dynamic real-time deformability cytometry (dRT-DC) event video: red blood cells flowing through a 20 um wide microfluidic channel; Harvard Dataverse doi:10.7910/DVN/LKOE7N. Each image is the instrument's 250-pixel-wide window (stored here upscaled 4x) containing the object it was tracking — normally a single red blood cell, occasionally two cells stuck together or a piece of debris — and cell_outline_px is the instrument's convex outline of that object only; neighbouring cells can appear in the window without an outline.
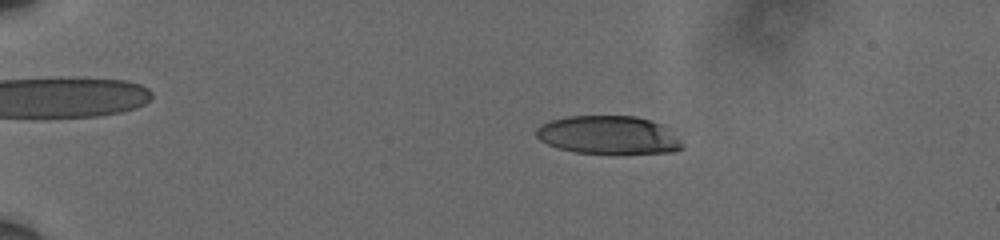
{"species": "human", "species_latin": "Homo sapiens", "temperature_condition": "cold", "stored_images_in_passage": 58, "camera_frame_rate_fps": 3000, "um_per_image_px": 0.085, "donor": {"sex": "male"}, "frame": {"image": 1, "passage_image": 12, "time_ms": 3.667, "image_size_px": [1000, 240], "cell_outline_px": [[684, 148], [672, 152], [576, 152], [560, 148], [548, 144], [540, 140], [536, 136], [536, 128], [540, 124], [552, 120], [568, 116], [636, 116], [664, 124], [684, 144]], "centroid_in_image_um": [51.73, 11.45], "position_along_channel_um": 33.3, "area_um2": 32.14}}
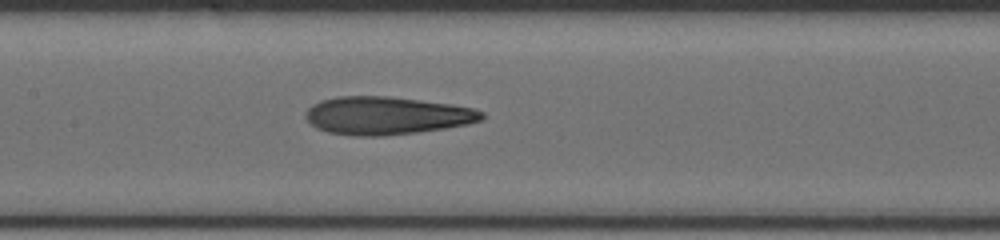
{"frame": {"image": 2, "passage_image": 31, "time_ms": 10.0, "image_size_px": [1000, 240], "cell_outline_px": [[484, 120], [468, 124], [444, 128], [416, 132], [384, 136], [352, 136], [328, 132], [316, 128], [304, 116], [304, 112], [312, 104], [336, 96], [388, 96], [448, 104], [472, 108], [484, 112]], "centroid_in_image_um": [32.84, 9.83], "position_along_channel_um": 174.6, "area_um2": 38.84}}
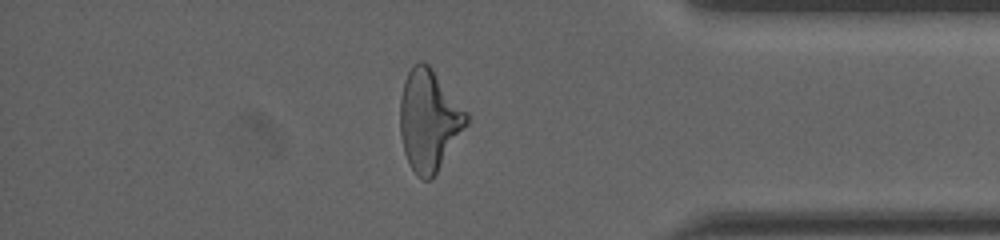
{"frame": {"image": 3, "passage_image": 51, "time_ms": 16.667, "image_size_px": [1000, 240], "cell_outline_px": [[468, 124], [432, 180], [424, 180], [412, 168], [404, 152], [400, 132], [400, 100], [404, 80], [408, 72], [420, 60], [424, 60], [432, 68], [468, 112]], "centroid_in_image_um": [36.47, 10.21], "position_along_channel_um": 398.7, "area_um2": 39.02}, "authors_computed_cell_mechanics": {"area_um2": 37.4255, "velocity_mm_per_s": 3.6202, "shape_relaxation_time_tau1_ms": 6.17, "shape_relaxation_time_tau2_ms": 1.7578, "deformation_change_tau1": 0.231, "deformation_change_tau2": 0.1218}}